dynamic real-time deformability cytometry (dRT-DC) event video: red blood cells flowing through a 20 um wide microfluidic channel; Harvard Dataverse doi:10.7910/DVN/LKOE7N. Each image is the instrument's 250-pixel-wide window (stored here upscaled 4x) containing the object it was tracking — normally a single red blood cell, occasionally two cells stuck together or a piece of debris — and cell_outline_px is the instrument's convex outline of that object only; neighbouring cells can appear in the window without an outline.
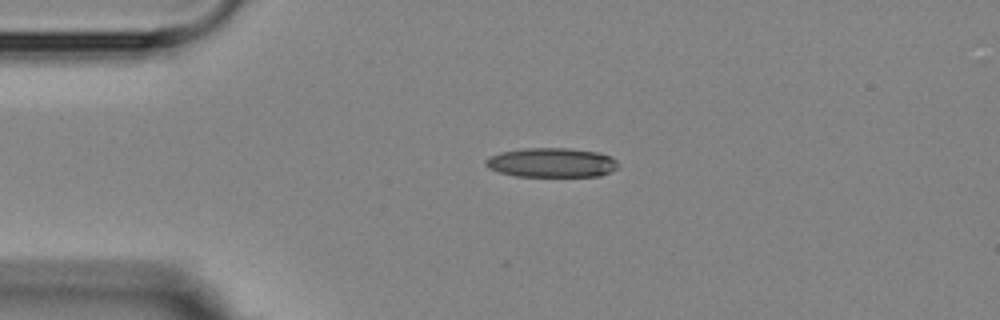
{"species": "Egyptian fruit bat (a non-hibernating species)", "species_latin": "Rousettus aegyptiacus", "temperature_condition": "room temperature", "stored_images_in_passage": 3, "camera_frame_rate_fps": 3000, "um_per_image_px": 0.085, "animal": {"sex": "female"}, "frame": {"image": 1, "passage_image": 1, "time_ms": 0.0, "image_size_px": [1000, 320], "cell_outline_px": [[616, 168], [612, 172], [600, 176], [516, 176], [500, 172], [488, 168], [484, 164], [484, 160], [488, 156], [500, 152], [520, 148], [568, 148], [596, 152], [612, 156], [616, 160]], "centroid_in_image_um": [46.85, 13.81], "position_along_channel_um": 38.2, "area_um2": 22.83}}
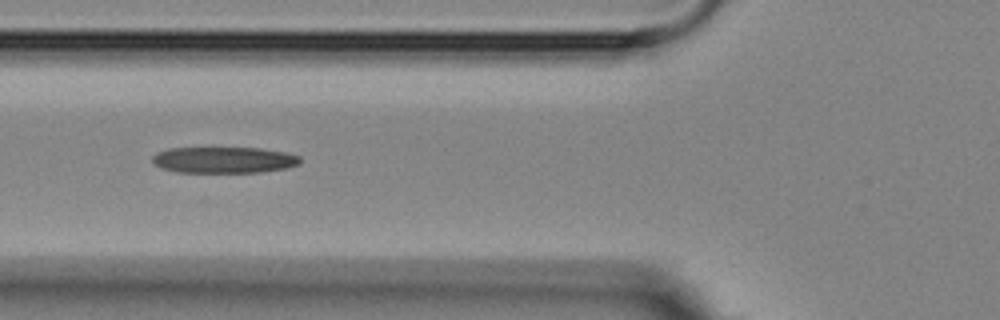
{"frame": {"image": 2, "passage_image": 3, "time_ms": 2.667, "image_size_px": [1000, 320], "cell_outline_px": [[300, 164], [284, 168], [260, 172], [176, 172], [160, 168], [152, 160], [152, 156], [156, 152], [168, 148], [260, 148], [284, 152], [300, 156]], "centroid_in_image_um": [19.0, 13.59], "position_along_channel_um": 106.8, "area_um2": 22.54}}